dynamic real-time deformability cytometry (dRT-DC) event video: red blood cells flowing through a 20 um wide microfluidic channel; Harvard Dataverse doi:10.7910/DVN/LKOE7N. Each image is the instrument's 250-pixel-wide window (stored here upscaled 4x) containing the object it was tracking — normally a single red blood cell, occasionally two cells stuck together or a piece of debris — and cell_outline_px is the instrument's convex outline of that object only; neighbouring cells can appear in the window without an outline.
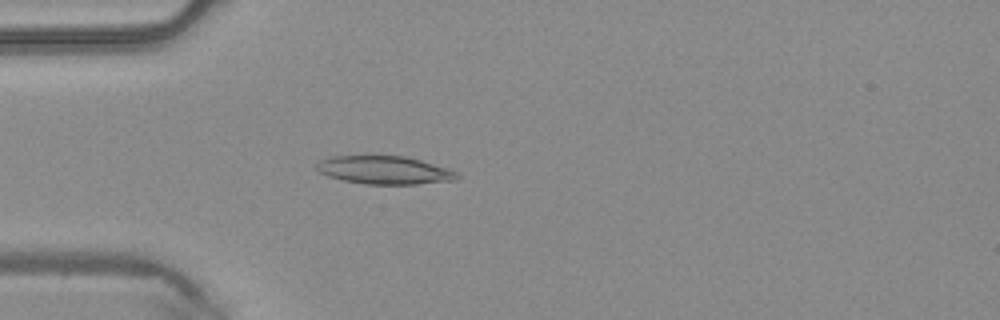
{"species": "common noctule bat (a hibernating species)", "species_latin": "Nyctalus noctula", "temperature_condition": "warm", "stored_images_in_passage": 48, "camera_frame_rate_fps": 3000, "um_per_image_px": 0.085, "animal": {"sex": "male", "body_mass_g": 20.4}, "frame": {"image": 1, "passage_image": 14, "time_ms": 4.333, "image_size_px": [1000, 320], "cell_outline_px": [[460, 176], [456, 180], [416, 184], [368, 184], [344, 180], [328, 176], [320, 172], [316, 168], [316, 164], [320, 160], [328, 156], [404, 156], [420, 160], [448, 168], [456, 172]], "centroid_in_image_um": [32.67, 14.45], "position_along_channel_um": 52.3, "area_um2": 22.89}}
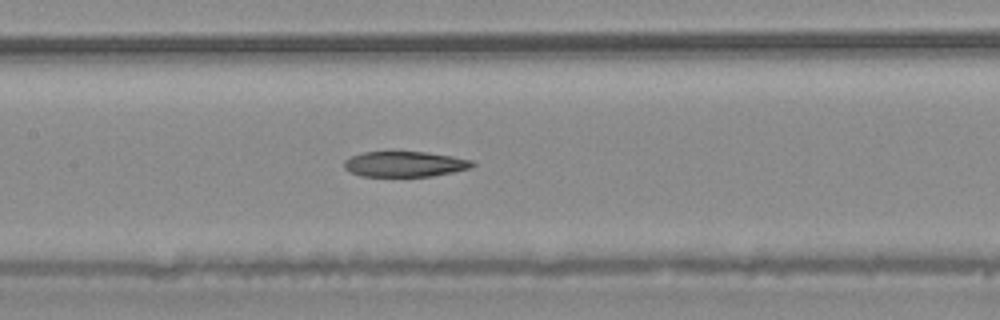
{"frame": {"image": 2, "passage_image": 23, "time_ms": 7.333, "image_size_px": [1000, 320], "cell_outline_px": [[476, 164], [472, 168], [432, 176], [360, 176], [344, 168], [344, 160], [352, 156], [364, 152], [424, 152], [452, 156], [472, 160]], "centroid_in_image_um": [34.43, 13.95], "position_along_channel_um": 173.0, "area_um2": 18.9}}
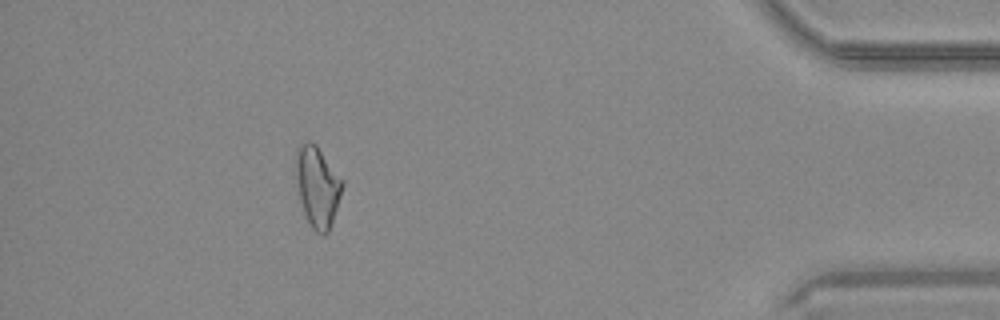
{"frame": {"image": 3, "passage_image": 43, "time_ms": 14.0, "image_size_px": [1000, 320], "cell_outline_px": [[344, 184], [332, 224], [328, 232], [324, 236], [320, 236], [312, 228], [304, 212], [300, 200], [296, 176], [296, 148], [300, 144], [308, 140], [316, 144], [344, 180]], "centroid_in_image_um": [27.0, 15.86], "position_along_channel_um": 408.2, "area_um2": 21.96}}